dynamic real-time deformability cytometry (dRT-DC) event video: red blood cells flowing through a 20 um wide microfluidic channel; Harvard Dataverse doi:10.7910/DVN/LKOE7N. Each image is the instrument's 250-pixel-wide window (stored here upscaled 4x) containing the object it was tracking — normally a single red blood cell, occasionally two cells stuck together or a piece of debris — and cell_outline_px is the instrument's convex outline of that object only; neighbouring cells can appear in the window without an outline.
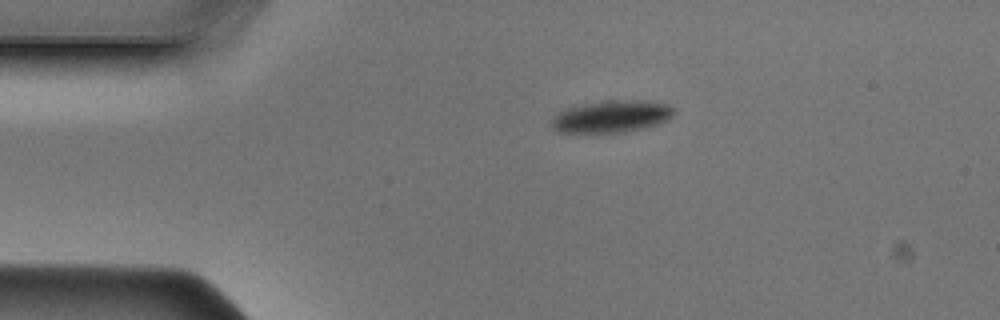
{"species": "Egyptian fruit bat (a non-hibernating species)", "species_latin": "Rousettus aegyptiacus", "temperature_condition": "cold", "stored_images_in_passage": 39, "camera_frame_rate_fps": 3000, "um_per_image_px": 0.085, "animal": {"sex": "male"}, "frame": {"image": 1, "passage_image": 1, "time_ms": 0.0, "image_size_px": [1000, 320], "cell_outline_px": [[672, 116], [668, 120], [656, 124], [628, 132], [560, 132], [552, 128], [552, 120], [560, 112], [568, 108], [608, 100], [648, 100], [668, 104], [672, 108]], "centroid_in_image_um": [52.03, 9.9], "position_along_channel_um": 33.0, "area_um2": 22.43}}
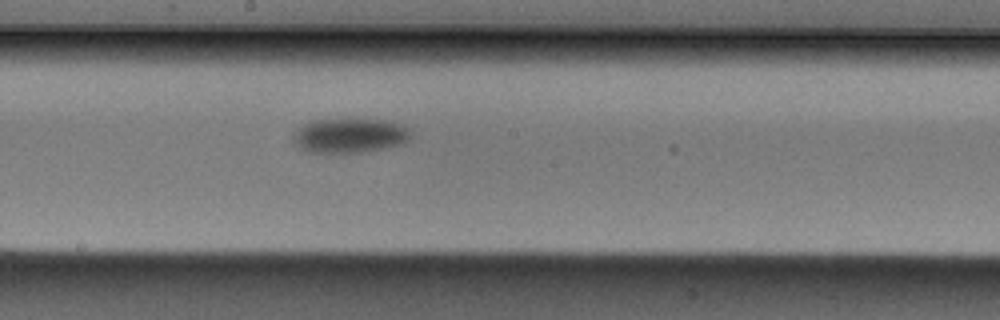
{"frame": {"image": 2, "passage_image": 17, "time_ms": 5.333, "image_size_px": [1000, 320], "cell_outline_px": [[412, 132], [408, 140], [404, 144], [360, 152], [308, 152], [300, 148], [292, 140], [292, 132], [304, 124], [312, 120], [392, 120], [408, 128]], "centroid_in_image_um": [29.72, 11.52], "position_along_channel_um": 218.5, "area_um2": 23.58}}
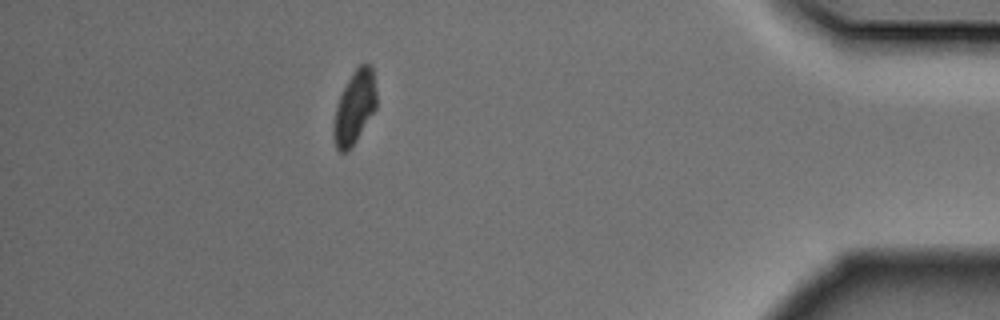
{"frame": {"image": 3, "passage_image": 34, "time_ms": 11.0, "image_size_px": [1000, 320], "cell_outline_px": [[376, 108], [356, 140], [344, 152], [340, 152], [336, 148], [332, 136], [332, 128], [336, 108], [340, 96], [352, 72], [360, 64], [372, 64], [376, 92]], "centroid_in_image_um": [30.13, 9.11], "position_along_channel_um": 405.1, "area_um2": 18.03}}